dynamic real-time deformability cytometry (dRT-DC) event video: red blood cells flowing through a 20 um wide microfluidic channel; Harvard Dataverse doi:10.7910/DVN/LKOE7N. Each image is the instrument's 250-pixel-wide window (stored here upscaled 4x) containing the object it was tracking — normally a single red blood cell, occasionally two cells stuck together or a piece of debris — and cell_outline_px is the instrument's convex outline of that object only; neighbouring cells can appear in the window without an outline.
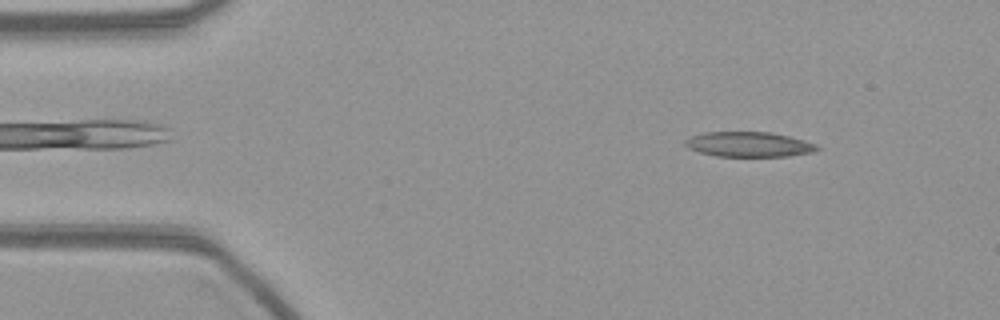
{"species": "common noctule bat (a hibernating species)", "species_latin": "Nyctalus noctula", "temperature_condition": "warm", "stored_images_in_passage": 55, "camera_frame_rate_fps": 3000, "um_per_image_px": 0.085, "animal": {"sex": "female", "body_mass_g": 21.9}, "frame": {"image": 1, "passage_image": 6, "time_ms": 1.667, "image_size_px": [1000, 320], "cell_outline_px": [[820, 148], [812, 152], [788, 156], [716, 156], [700, 152], [688, 148], [684, 144], [684, 140], [692, 136], [704, 132], [768, 132], [788, 136], [804, 140], [816, 144]], "centroid_in_image_um": [63.63, 12.27], "position_along_channel_um": 21.4, "area_um2": 19.07}}
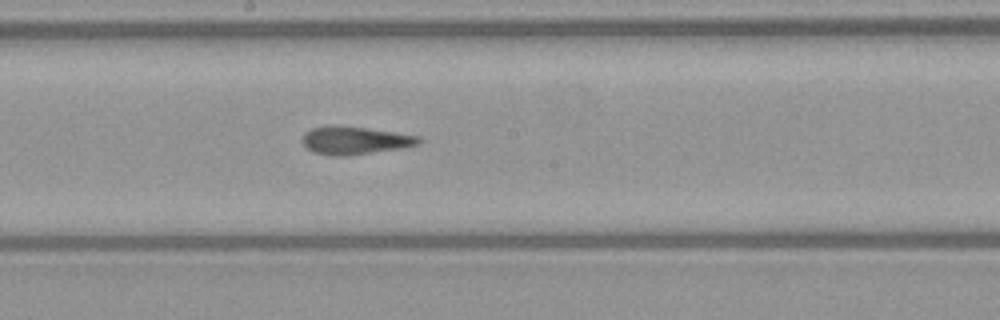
{"frame": {"image": 2, "passage_image": 28, "time_ms": 9.0, "image_size_px": [1000, 320], "cell_outline_px": [[420, 144], [404, 148], [348, 156], [332, 156], [312, 152], [300, 140], [304, 132], [312, 128], [328, 124], [336, 124], [368, 128], [420, 136]], "centroid_in_image_um": [30.13, 11.92], "position_along_channel_um": 218.1, "area_um2": 19.42}}
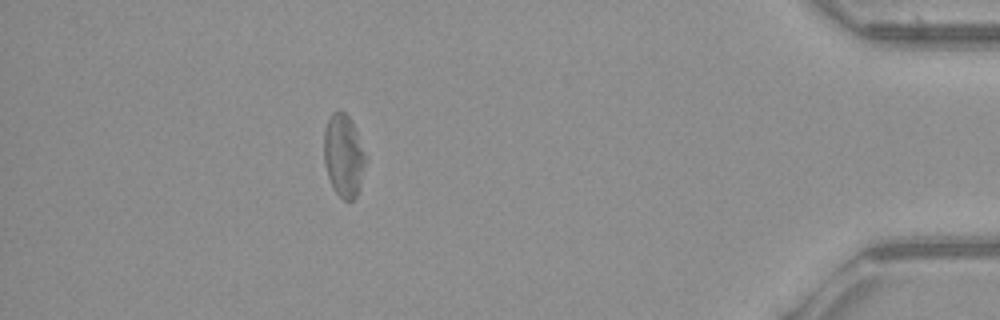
{"frame": {"image": 3, "passage_image": 48, "time_ms": 15.667, "image_size_px": [1000, 320], "cell_outline_px": [[368, 156], [360, 188], [356, 196], [352, 200], [344, 200], [336, 192], [328, 176], [324, 160], [324, 128], [332, 112], [336, 108], [340, 108], [348, 116]], "centroid_in_image_um": [29.23, 13.2], "position_along_channel_um": 406.0, "area_um2": 20.23}}